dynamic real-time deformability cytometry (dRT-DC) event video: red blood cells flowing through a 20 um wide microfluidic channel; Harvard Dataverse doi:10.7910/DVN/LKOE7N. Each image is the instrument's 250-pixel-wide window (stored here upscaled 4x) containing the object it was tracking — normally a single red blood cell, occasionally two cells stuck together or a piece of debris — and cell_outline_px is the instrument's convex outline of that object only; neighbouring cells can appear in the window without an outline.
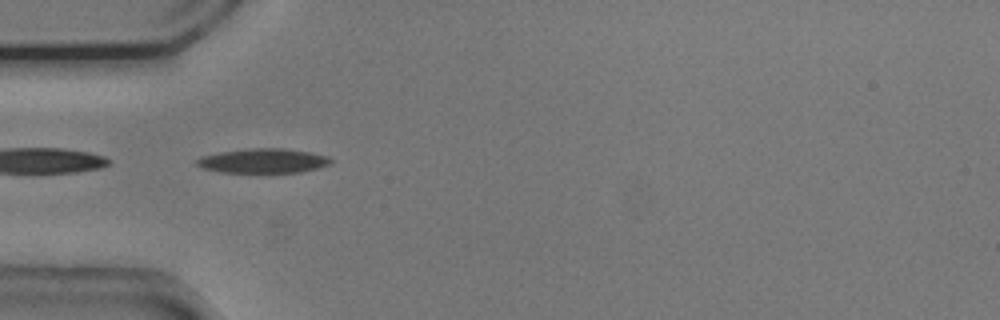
{"species": "common noctule bat (a hibernating species)", "species_latin": "Nyctalus noctula", "temperature_condition": "cold", "stored_images_in_passage": 28, "camera_frame_rate_fps": 3000, "um_per_image_px": 0.085, "animal": {"sex": "male", "body_mass_g": 20.5, "forearm_length_mm": 52.5}, "frame": {"image": 1, "passage_image": 7, "time_ms": 2.0, "image_size_px": [1000, 320], "cell_outline_px": [[332, 164], [300, 172], [220, 172], [200, 168], [196, 164], [196, 160], [200, 156], [220, 152], [248, 148], [284, 148], [312, 152], [328, 156], [332, 160]], "centroid_in_image_um": [22.36, 13.66], "position_along_channel_um": 62.6, "area_um2": 19.25}}